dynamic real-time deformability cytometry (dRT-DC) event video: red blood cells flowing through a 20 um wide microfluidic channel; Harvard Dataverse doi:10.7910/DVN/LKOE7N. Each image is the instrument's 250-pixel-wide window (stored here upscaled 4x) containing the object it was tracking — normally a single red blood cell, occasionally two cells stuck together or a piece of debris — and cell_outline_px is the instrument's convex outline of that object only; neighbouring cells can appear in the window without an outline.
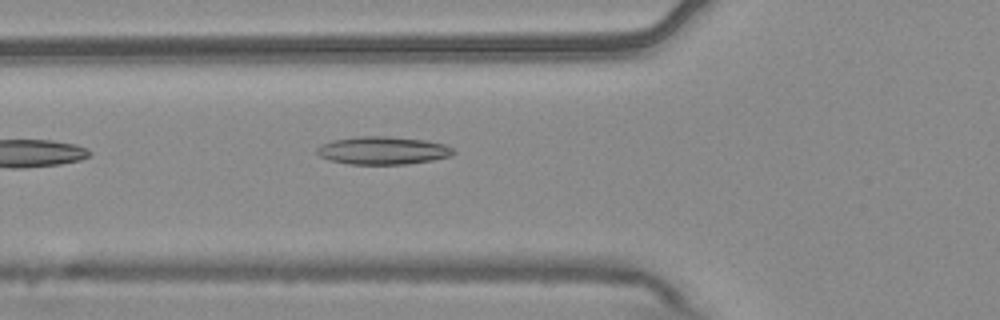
{"species": "common noctule bat (a hibernating species)", "species_latin": "Nyctalus noctula", "temperature_condition": "warm", "stored_images_in_passage": 6, "camera_frame_rate_fps": 3000, "um_per_image_px": 0.085, "animal": {"sex": "male", "body_mass_g": 20.4}, "frame": {"image": 1, "passage_image": 6, "time_ms": 1.667, "image_size_px": [1000, 320], "cell_outline_px": [[456, 152], [452, 156], [432, 160], [408, 164], [348, 164], [328, 160], [320, 156], [316, 152], [316, 148], [332, 140], [356, 136], [388, 136], [428, 140], [444, 144], [452, 148]], "centroid_in_image_um": [32.56, 12.79], "position_along_channel_um": 93.2, "area_um2": 22.37}}